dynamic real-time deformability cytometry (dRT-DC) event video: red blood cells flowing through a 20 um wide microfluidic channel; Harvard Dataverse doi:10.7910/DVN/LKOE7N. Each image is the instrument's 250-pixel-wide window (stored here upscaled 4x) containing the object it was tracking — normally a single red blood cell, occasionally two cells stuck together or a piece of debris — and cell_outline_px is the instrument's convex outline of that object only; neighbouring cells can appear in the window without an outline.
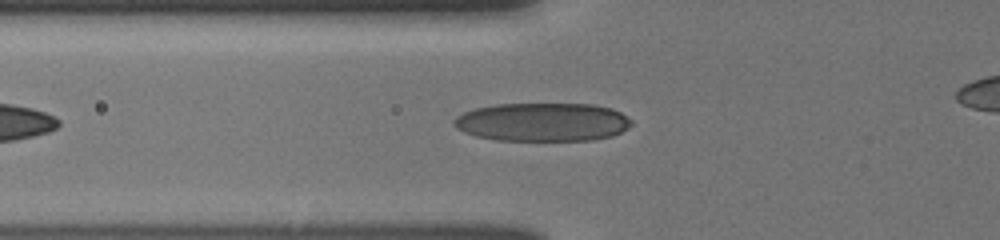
{"species": "human", "species_latin": "Homo sapiens", "temperature_condition": "cold", "stored_images_in_passage": 36, "camera_frame_rate_fps": 3000, "um_per_image_px": 0.085, "donor": {"sex": "male"}, "frame": {"image": 1, "passage_image": 6, "time_ms": 1.667, "image_size_px": [1000, 240], "cell_outline_px": [[632, 124], [628, 128], [612, 136], [592, 140], [496, 140], [476, 136], [464, 132], [456, 128], [452, 124], [452, 120], [456, 116], [464, 112], [476, 108], [496, 104], [592, 104], [612, 108], [620, 112], [632, 120]], "centroid_in_image_um": [46.11, 10.37], "position_along_channel_um": 79.7, "area_um2": 39.94}}
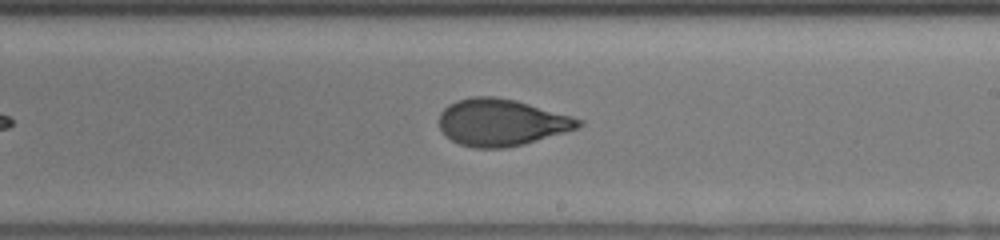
{"frame": {"image": 2, "passage_image": 19, "time_ms": 6.0, "image_size_px": [1000, 240], "cell_outline_px": [[584, 124], [580, 128], [524, 144], [504, 148], [472, 148], [460, 144], [452, 140], [440, 128], [440, 112], [448, 104], [456, 100], [472, 96], [492, 96], [516, 100], [572, 116], [584, 120]], "centroid_in_image_um": [42.65, 10.4], "position_along_channel_um": 246.4, "area_um2": 38.21}}
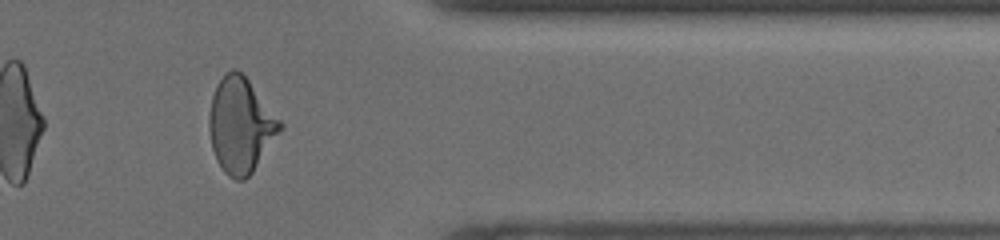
{"frame": {"image": 3, "passage_image": 31, "time_ms": 10.0, "image_size_px": [1000, 240], "cell_outline_px": [[284, 128], [252, 172], [244, 180], [236, 180], [228, 176], [224, 172], [216, 160], [212, 148], [208, 128], [208, 116], [212, 96], [216, 84], [224, 72], [232, 68], [236, 68], [248, 80], [284, 124]], "centroid_in_image_um": [20.44, 10.64], "position_along_channel_um": 391.0, "area_um2": 39.48}}